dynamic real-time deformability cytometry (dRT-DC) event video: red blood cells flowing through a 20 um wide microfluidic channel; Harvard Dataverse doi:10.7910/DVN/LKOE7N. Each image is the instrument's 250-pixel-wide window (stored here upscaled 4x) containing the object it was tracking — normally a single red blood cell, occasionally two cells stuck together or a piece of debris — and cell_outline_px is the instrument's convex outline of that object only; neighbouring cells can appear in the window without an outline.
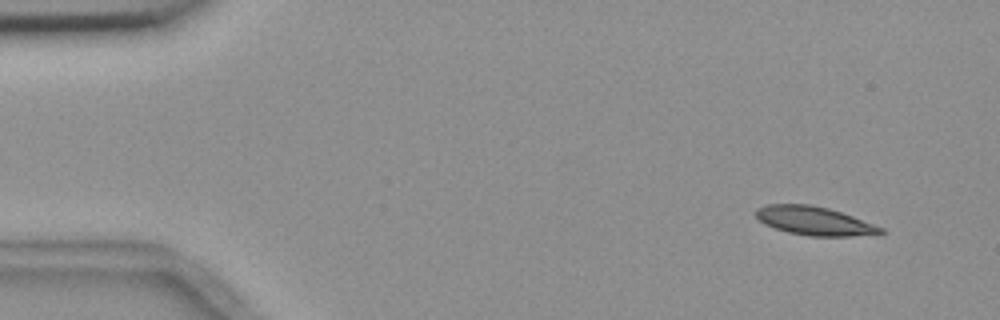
{"species": "common noctule bat (a hibernating species)", "species_latin": "Nyctalus noctula", "temperature_condition": "room temperature", "stored_images_in_passage": 7, "camera_frame_rate_fps": 3000, "um_per_image_px": 0.085, "animal": {"sex": "female", "body_mass_g": 18.4}, "frame": {"image": 1, "passage_image": 1, "time_ms": 0.0, "image_size_px": [1000, 320], "cell_outline_px": [[884, 232], [880, 236], [808, 236], [788, 232], [764, 224], [756, 216], [756, 208], [768, 204], [812, 204], [828, 208], [852, 216], [884, 228]], "centroid_in_image_um": [69.28, 18.79], "position_along_channel_um": 15.7, "area_um2": 20.98}}
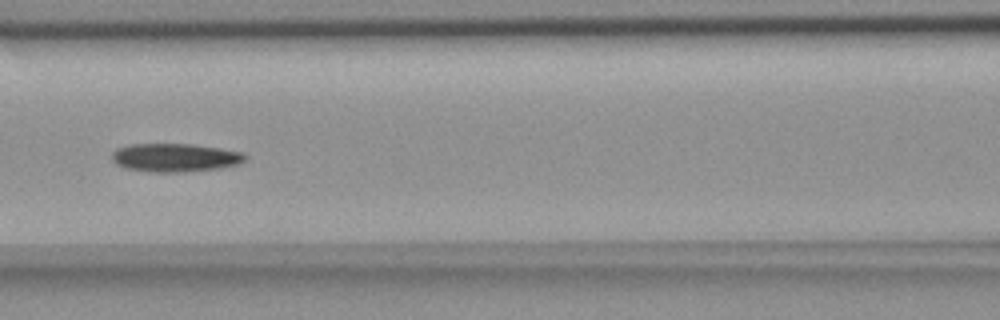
{"frame": {"image": 2, "passage_image": 6, "time_ms": 6.667, "image_size_px": [1000, 320], "cell_outline_px": [[248, 156], [244, 160], [236, 164], [216, 168], [180, 172], [152, 172], [124, 168], [116, 164], [112, 160], [112, 152], [116, 148], [128, 144], [192, 144], [220, 148], [244, 152]], "centroid_in_image_um": [14.83, 13.38], "position_along_channel_um": 151.8, "area_um2": 22.02}}
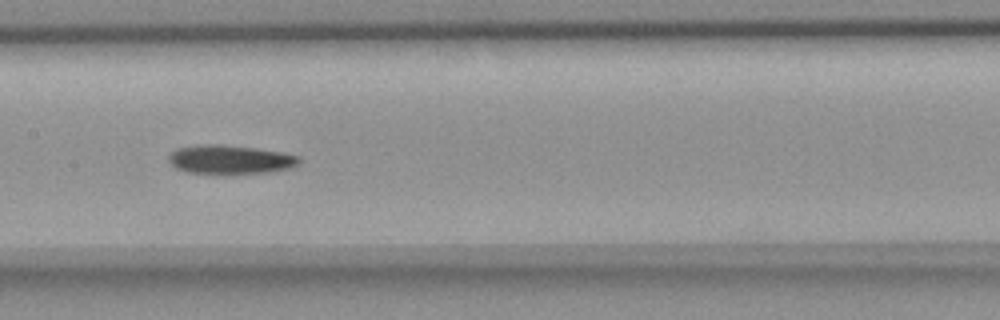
{"frame": {"image": 3, "passage_image": 7, "time_ms": 7.667, "image_size_px": [1000, 320], "cell_outline_px": [[300, 164], [292, 168], [272, 172], [188, 172], [176, 168], [168, 160], [168, 156], [176, 148], [200, 144], [220, 144], [256, 148], [284, 152], [300, 156]], "centroid_in_image_um": [19.62, 13.53], "position_along_channel_um": 187.8, "area_um2": 21.73}}